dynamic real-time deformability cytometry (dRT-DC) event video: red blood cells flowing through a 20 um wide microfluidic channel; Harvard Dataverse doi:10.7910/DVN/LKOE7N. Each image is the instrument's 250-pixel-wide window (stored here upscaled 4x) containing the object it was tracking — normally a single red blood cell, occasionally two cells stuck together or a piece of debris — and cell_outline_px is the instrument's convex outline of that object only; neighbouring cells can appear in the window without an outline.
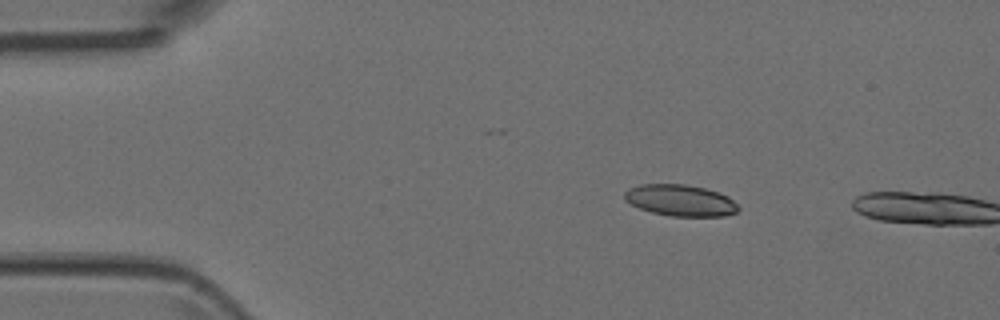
{"species": "Egyptian fruit bat (a non-hibernating species)", "species_latin": "Rousettus aegyptiacus", "temperature_condition": "room temperature", "stored_images_in_passage": 4, "camera_frame_rate_fps": 3000, "um_per_image_px": 0.085, "animal": {"sex": "female"}, "frame": {"image": 1, "passage_image": 3, "time_ms": 0.667, "image_size_px": [1000, 320], "cell_outline_px": [[740, 208], [736, 212], [724, 216], [668, 216], [652, 212], [640, 208], [624, 200], [624, 192], [628, 188], [640, 184], [684, 184], [704, 188], [728, 196]], "centroid_in_image_um": [57.8, 17.03], "position_along_channel_um": 27.2, "area_um2": 20.75}}